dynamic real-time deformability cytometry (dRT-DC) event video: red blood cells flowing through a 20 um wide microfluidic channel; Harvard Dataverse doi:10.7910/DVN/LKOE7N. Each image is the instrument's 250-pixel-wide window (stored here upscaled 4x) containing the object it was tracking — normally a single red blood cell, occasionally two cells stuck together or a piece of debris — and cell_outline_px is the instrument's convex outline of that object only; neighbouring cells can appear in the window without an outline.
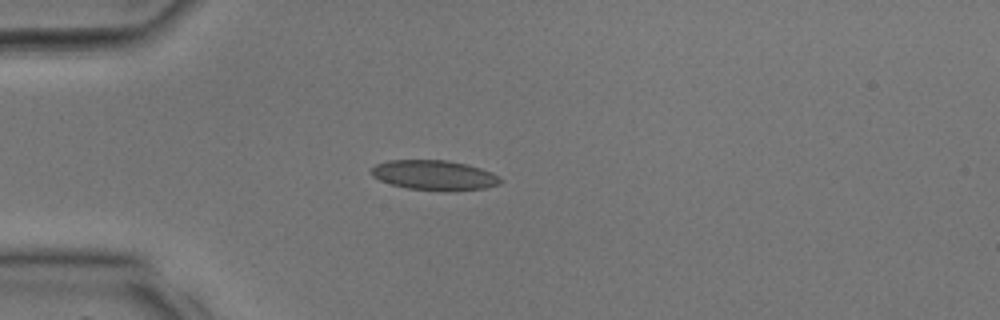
{"species": "common noctule bat (a hibernating species)", "species_latin": "Nyctalus noctula", "temperature_condition": "room temperature", "stored_images_in_passage": 13, "camera_frame_rate_fps": 3000, "um_per_image_px": 0.085, "animal": {"sex": "male", "body_mass_g": 17.9, "forearm_length_mm": 54.2}, "frame": {"image": 1, "passage_image": 9, "time_ms": 2.667, "image_size_px": [1000, 320], "cell_outline_px": [[504, 180], [500, 184], [484, 188], [408, 188], [392, 184], [380, 180], [372, 176], [368, 172], [376, 164], [388, 160], [448, 160], [468, 164], [492, 172], [500, 176]], "centroid_in_image_um": [36.89, 14.83], "position_along_channel_um": 48.1, "area_um2": 21.73}}